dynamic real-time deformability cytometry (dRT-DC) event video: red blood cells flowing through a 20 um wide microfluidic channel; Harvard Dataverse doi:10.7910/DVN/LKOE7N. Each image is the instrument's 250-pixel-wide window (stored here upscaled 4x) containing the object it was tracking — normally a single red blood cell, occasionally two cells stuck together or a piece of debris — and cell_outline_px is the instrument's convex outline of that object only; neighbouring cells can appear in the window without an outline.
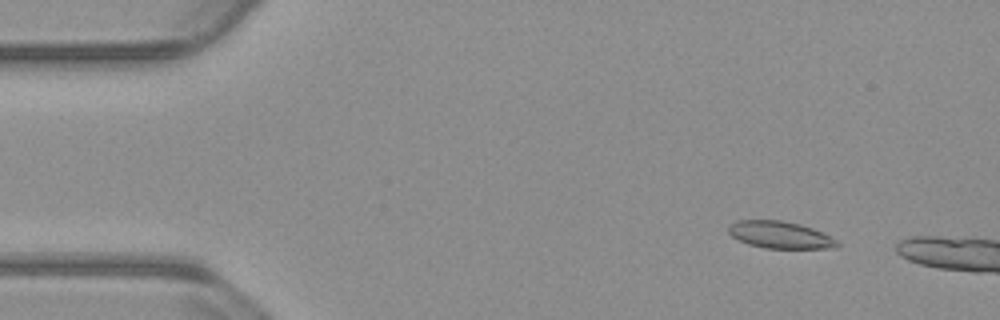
{"species": "common noctule bat (a hibernating species)", "species_latin": "Nyctalus noctula", "temperature_condition": "warm", "stored_images_in_passage": 12, "camera_frame_rate_fps": 3000, "um_per_image_px": 0.085, "animal": {"sex": "male", "body_mass_g": 23.1, "forearm_length_mm": 52.7}, "frame": {"image": 1, "passage_image": 6, "time_ms": 1.667, "image_size_px": [1000, 320], "cell_outline_px": [[840, 244], [836, 248], [764, 248], [748, 244], [732, 236], [728, 232], [728, 224], [736, 220], [780, 220], [800, 224], [812, 228], [836, 240]], "centroid_in_image_um": [66.26, 19.96], "position_along_channel_um": 18.7, "area_um2": 17.05}}